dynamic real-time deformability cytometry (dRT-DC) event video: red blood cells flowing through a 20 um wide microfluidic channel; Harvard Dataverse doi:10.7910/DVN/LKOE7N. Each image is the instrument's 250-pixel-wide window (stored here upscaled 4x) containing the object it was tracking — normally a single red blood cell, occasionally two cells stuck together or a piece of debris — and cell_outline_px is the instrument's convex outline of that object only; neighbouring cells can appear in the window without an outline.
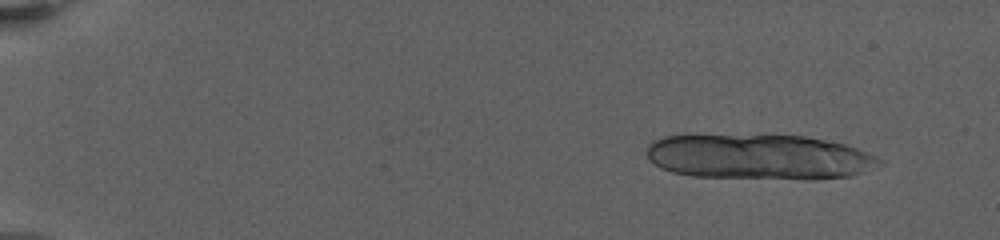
{"species": "human", "species_latin": "Homo sapiens", "temperature_condition": "warm", "stored_images_in_passage": 34, "camera_frame_rate_fps": 3000, "um_per_image_px": 0.085, "donor": {"sex": "female"}, "frame": {"image": 1, "passage_image": 1, "time_ms": 0.0, "image_size_px": [1000, 240], "cell_outline_px": [[884, 160], [852, 176], [812, 180], [692, 176], [672, 172], [660, 168], [648, 160], [648, 144], [652, 140], [664, 136], [696, 132], [804, 136], [844, 144], [868, 152]], "centroid_in_image_um": [64.39, 13.3], "position_along_channel_um": 20.6, "area_um2": 62.94}}
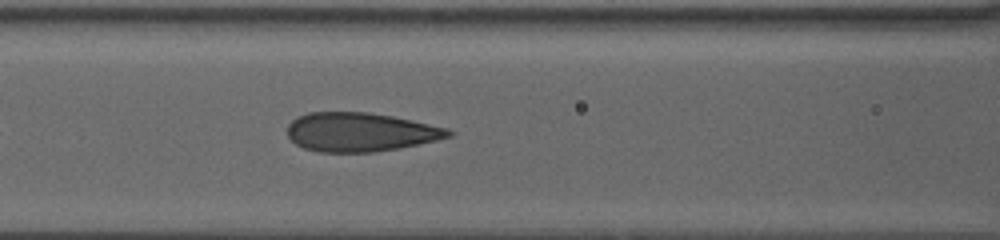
{"frame": {"image": 2, "passage_image": 15, "time_ms": 8.333, "image_size_px": [1000, 240], "cell_outline_px": [[456, 132], [452, 136], [436, 140], [396, 148], [372, 152], [316, 152], [304, 148], [296, 144], [288, 136], [288, 124], [292, 120], [308, 112], [368, 112], [392, 116], [412, 120], [448, 128]], "centroid_in_image_um": [30.62, 11.22], "position_along_channel_um": 136.0, "area_um2": 36.41}}
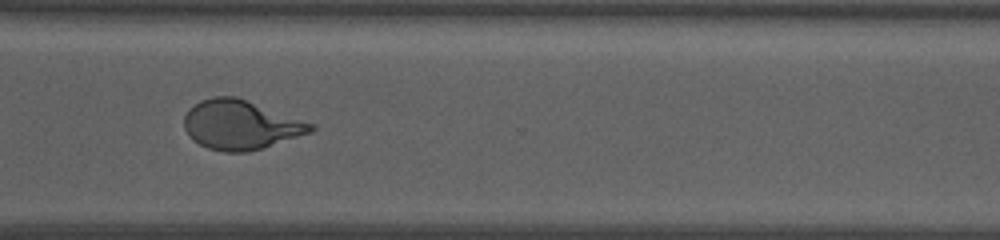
{"frame": {"image": 3, "passage_image": 28, "time_ms": 15.0, "image_size_px": [1000, 240], "cell_outline_px": [[316, 128], [312, 132], [260, 148], [244, 152], [224, 152], [208, 148], [192, 140], [188, 136], [184, 128], [184, 116], [188, 108], [200, 100], [212, 96], [236, 96], [316, 124]], "centroid_in_image_um": [20.43, 10.59], "position_along_channel_um": 350.2, "area_um2": 36.47}, "authors_computed_cell_mechanics": {"area_um2": 37.1076, "velocity_mm_per_s": 3.2213, "shape_relaxation_time_tau1_ms": 8.1334, "shape_relaxation_time_tau2_ms": null, "deformation_change_tau1": 0.2581, "deformation_change_tau2": null}}